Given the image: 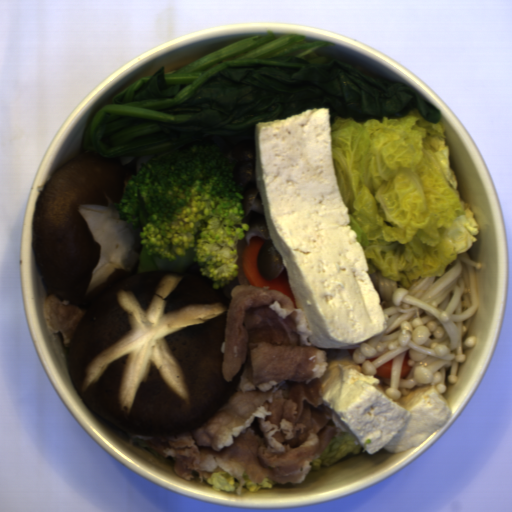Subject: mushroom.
<instances>
[{"mask_svg": "<svg viewBox=\"0 0 512 512\" xmlns=\"http://www.w3.org/2000/svg\"><path fill=\"white\" fill-rule=\"evenodd\" d=\"M134 167L86 151L60 166L35 210L32 245L47 289L84 312L66 355L76 393L130 435H174L210 421L238 388L221 347L228 309L190 274L137 273L140 228L120 219Z\"/></svg>", "mask_w": 512, "mask_h": 512, "instance_id": "obj_1", "label": "mushroom"}]
</instances>
